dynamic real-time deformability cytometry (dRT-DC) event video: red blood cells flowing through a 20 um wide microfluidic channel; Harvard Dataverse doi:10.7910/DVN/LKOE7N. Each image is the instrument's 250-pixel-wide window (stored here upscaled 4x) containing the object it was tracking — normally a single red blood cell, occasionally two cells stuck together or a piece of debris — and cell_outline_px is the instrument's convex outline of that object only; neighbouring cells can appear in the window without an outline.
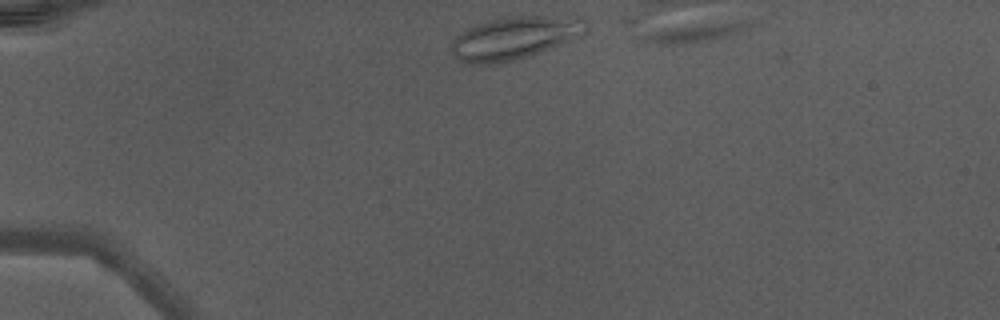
{"species": "Egyptian fruit bat (a non-hibernating species)", "species_latin": "Rousettus aegyptiacus", "temperature_condition": "warm", "stored_images_in_passage": 33, "camera_frame_rate_fps": 3000, "um_per_image_px": 0.085, "animal": {"sex": "male"}, "frame": {"image": 1, "passage_image": 1, "time_ms": 0.0, "image_size_px": [1000, 320], "cell_outline_px": [[588, 28], [584, 32], [568, 40], [528, 56], [496, 64], [464, 64], [452, 52], [452, 44], [456, 36], [464, 28], [476, 24], [504, 16], [580, 16], [588, 24]], "centroid_in_image_um": [43.69, 3.2], "position_along_channel_um": 41.3, "area_um2": 33.35}}
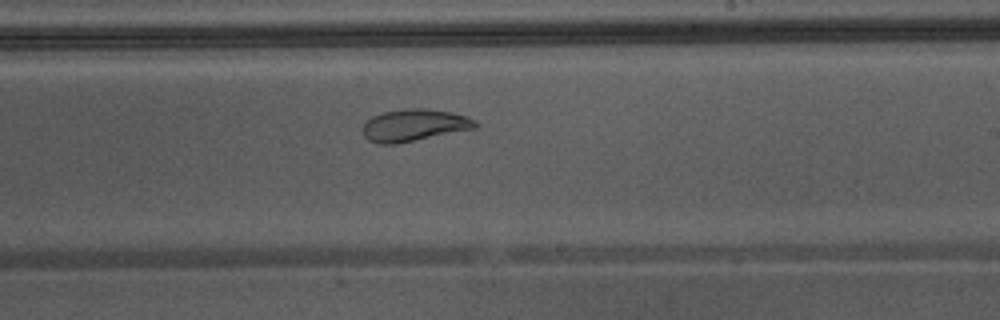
{"frame": {"image": 2, "passage_image": 19, "time_ms": 6.0, "image_size_px": [1000, 320], "cell_outline_px": [[480, 124], [476, 128], [396, 144], [380, 144], [368, 140], [364, 136], [364, 124], [372, 116], [384, 112], [404, 108], [428, 108], [452, 112], [468, 116], [476, 120]], "centroid_in_image_um": [35.25, 10.63], "position_along_channel_um": 253.7, "area_um2": 21.15}}